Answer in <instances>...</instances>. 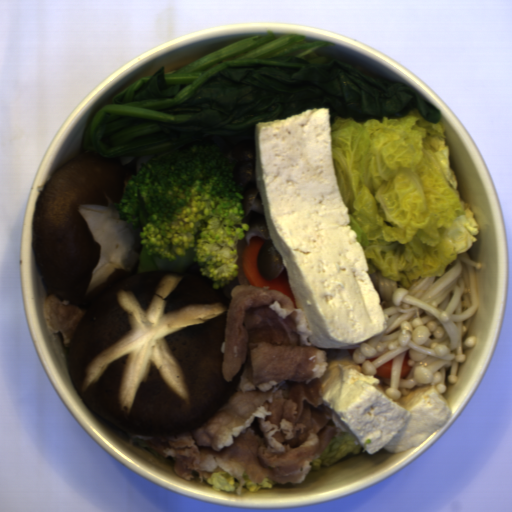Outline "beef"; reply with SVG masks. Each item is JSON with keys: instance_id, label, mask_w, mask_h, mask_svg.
I'll use <instances>...</instances> for the list:
<instances>
[{"instance_id": "33117281", "label": "beef", "mask_w": 512, "mask_h": 512, "mask_svg": "<svg viewBox=\"0 0 512 512\" xmlns=\"http://www.w3.org/2000/svg\"><path fill=\"white\" fill-rule=\"evenodd\" d=\"M246 238L238 240L237 281L225 315L220 347L222 374L231 382L247 365L227 402L199 427L173 435H132L189 482L226 471L242 493L247 474L253 484L266 478L302 484L340 426L327 425L332 411L323 402L322 378L329 362L325 348L311 342L306 311L269 286L250 285L242 265Z\"/></svg>"}, {"instance_id": "835553da", "label": "beef", "mask_w": 512, "mask_h": 512, "mask_svg": "<svg viewBox=\"0 0 512 512\" xmlns=\"http://www.w3.org/2000/svg\"><path fill=\"white\" fill-rule=\"evenodd\" d=\"M84 312L79 306L65 302L54 293L45 298L41 309L43 320L49 332L61 333L62 343L66 349L69 348L78 322Z\"/></svg>"}]
</instances>
